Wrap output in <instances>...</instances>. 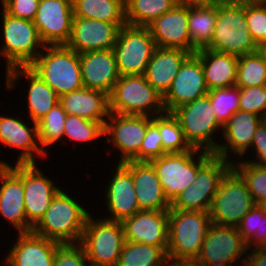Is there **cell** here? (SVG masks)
I'll return each mask as SVG.
<instances>
[{
  "label": "cell",
  "instance_id": "cell-1",
  "mask_svg": "<svg viewBox=\"0 0 266 266\" xmlns=\"http://www.w3.org/2000/svg\"><path fill=\"white\" fill-rule=\"evenodd\" d=\"M211 224L209 212L169 210L167 255L171 266L197 259Z\"/></svg>",
  "mask_w": 266,
  "mask_h": 266
},
{
  "label": "cell",
  "instance_id": "cell-2",
  "mask_svg": "<svg viewBox=\"0 0 266 266\" xmlns=\"http://www.w3.org/2000/svg\"><path fill=\"white\" fill-rule=\"evenodd\" d=\"M89 214L79 201L60 189L31 231L60 244L80 243Z\"/></svg>",
  "mask_w": 266,
  "mask_h": 266
},
{
  "label": "cell",
  "instance_id": "cell-3",
  "mask_svg": "<svg viewBox=\"0 0 266 266\" xmlns=\"http://www.w3.org/2000/svg\"><path fill=\"white\" fill-rule=\"evenodd\" d=\"M208 49L237 57L258 51L245 16V1L216 3V23Z\"/></svg>",
  "mask_w": 266,
  "mask_h": 266
},
{
  "label": "cell",
  "instance_id": "cell-4",
  "mask_svg": "<svg viewBox=\"0 0 266 266\" xmlns=\"http://www.w3.org/2000/svg\"><path fill=\"white\" fill-rule=\"evenodd\" d=\"M231 168L232 162L198 149L197 176L171 203L170 209L210 212L220 181Z\"/></svg>",
  "mask_w": 266,
  "mask_h": 266
},
{
  "label": "cell",
  "instance_id": "cell-5",
  "mask_svg": "<svg viewBox=\"0 0 266 266\" xmlns=\"http://www.w3.org/2000/svg\"><path fill=\"white\" fill-rule=\"evenodd\" d=\"M28 67L58 96L83 87L80 54L66 45H45Z\"/></svg>",
  "mask_w": 266,
  "mask_h": 266
},
{
  "label": "cell",
  "instance_id": "cell-6",
  "mask_svg": "<svg viewBox=\"0 0 266 266\" xmlns=\"http://www.w3.org/2000/svg\"><path fill=\"white\" fill-rule=\"evenodd\" d=\"M109 110L117 114L150 117L166 112L163 96L144 75L120 76L109 95Z\"/></svg>",
  "mask_w": 266,
  "mask_h": 266
},
{
  "label": "cell",
  "instance_id": "cell-7",
  "mask_svg": "<svg viewBox=\"0 0 266 266\" xmlns=\"http://www.w3.org/2000/svg\"><path fill=\"white\" fill-rule=\"evenodd\" d=\"M2 46L0 55L6 61V71L14 67H28L42 52V42L33 21L7 14L2 9ZM40 49V50H38Z\"/></svg>",
  "mask_w": 266,
  "mask_h": 266
},
{
  "label": "cell",
  "instance_id": "cell-8",
  "mask_svg": "<svg viewBox=\"0 0 266 266\" xmlns=\"http://www.w3.org/2000/svg\"><path fill=\"white\" fill-rule=\"evenodd\" d=\"M125 242L121 222L89 214L80 243L91 266H116Z\"/></svg>",
  "mask_w": 266,
  "mask_h": 266
},
{
  "label": "cell",
  "instance_id": "cell-9",
  "mask_svg": "<svg viewBox=\"0 0 266 266\" xmlns=\"http://www.w3.org/2000/svg\"><path fill=\"white\" fill-rule=\"evenodd\" d=\"M172 114L179 121L186 140L193 148L211 153L217 150L219 141H215L213 136L216 131H222L223 127L216 119L207 94L180 106Z\"/></svg>",
  "mask_w": 266,
  "mask_h": 266
},
{
  "label": "cell",
  "instance_id": "cell-10",
  "mask_svg": "<svg viewBox=\"0 0 266 266\" xmlns=\"http://www.w3.org/2000/svg\"><path fill=\"white\" fill-rule=\"evenodd\" d=\"M255 202L242 178L231 168L221 179L213 198L210 218L213 224L237 226Z\"/></svg>",
  "mask_w": 266,
  "mask_h": 266
},
{
  "label": "cell",
  "instance_id": "cell-11",
  "mask_svg": "<svg viewBox=\"0 0 266 266\" xmlns=\"http://www.w3.org/2000/svg\"><path fill=\"white\" fill-rule=\"evenodd\" d=\"M155 48L148 27L122 26L113 47L120 75H144Z\"/></svg>",
  "mask_w": 266,
  "mask_h": 266
},
{
  "label": "cell",
  "instance_id": "cell-12",
  "mask_svg": "<svg viewBox=\"0 0 266 266\" xmlns=\"http://www.w3.org/2000/svg\"><path fill=\"white\" fill-rule=\"evenodd\" d=\"M35 163H15L10 165L0 160V165H8L22 180L24 185V207L28 221V232L39 222L60 187L44 176Z\"/></svg>",
  "mask_w": 266,
  "mask_h": 266
},
{
  "label": "cell",
  "instance_id": "cell-13",
  "mask_svg": "<svg viewBox=\"0 0 266 266\" xmlns=\"http://www.w3.org/2000/svg\"><path fill=\"white\" fill-rule=\"evenodd\" d=\"M247 251L237 227L212 223L196 261L207 266H232L237 262V266H244Z\"/></svg>",
  "mask_w": 266,
  "mask_h": 266
},
{
  "label": "cell",
  "instance_id": "cell-14",
  "mask_svg": "<svg viewBox=\"0 0 266 266\" xmlns=\"http://www.w3.org/2000/svg\"><path fill=\"white\" fill-rule=\"evenodd\" d=\"M197 159L198 149L193 148L181 153H165L150 161L170 203L193 184L198 172Z\"/></svg>",
  "mask_w": 266,
  "mask_h": 266
},
{
  "label": "cell",
  "instance_id": "cell-15",
  "mask_svg": "<svg viewBox=\"0 0 266 266\" xmlns=\"http://www.w3.org/2000/svg\"><path fill=\"white\" fill-rule=\"evenodd\" d=\"M107 120L104 125V136H107L108 144L113 143L112 145L119 150L121 156L117 162L137 161V153L152 117L110 112Z\"/></svg>",
  "mask_w": 266,
  "mask_h": 266
},
{
  "label": "cell",
  "instance_id": "cell-16",
  "mask_svg": "<svg viewBox=\"0 0 266 266\" xmlns=\"http://www.w3.org/2000/svg\"><path fill=\"white\" fill-rule=\"evenodd\" d=\"M208 91L201 60L195 53L191 54L184 61L169 90L163 96L165 111L172 113L180 106L206 95Z\"/></svg>",
  "mask_w": 266,
  "mask_h": 266
},
{
  "label": "cell",
  "instance_id": "cell-17",
  "mask_svg": "<svg viewBox=\"0 0 266 266\" xmlns=\"http://www.w3.org/2000/svg\"><path fill=\"white\" fill-rule=\"evenodd\" d=\"M73 17L72 0H40L33 22L45 45H66Z\"/></svg>",
  "mask_w": 266,
  "mask_h": 266
},
{
  "label": "cell",
  "instance_id": "cell-18",
  "mask_svg": "<svg viewBox=\"0 0 266 266\" xmlns=\"http://www.w3.org/2000/svg\"><path fill=\"white\" fill-rule=\"evenodd\" d=\"M126 24L73 17L71 35L66 46L78 54L113 49L120 28Z\"/></svg>",
  "mask_w": 266,
  "mask_h": 266
},
{
  "label": "cell",
  "instance_id": "cell-19",
  "mask_svg": "<svg viewBox=\"0 0 266 266\" xmlns=\"http://www.w3.org/2000/svg\"><path fill=\"white\" fill-rule=\"evenodd\" d=\"M147 27L156 47L181 49L192 53L188 30V5L177 3Z\"/></svg>",
  "mask_w": 266,
  "mask_h": 266
},
{
  "label": "cell",
  "instance_id": "cell-20",
  "mask_svg": "<svg viewBox=\"0 0 266 266\" xmlns=\"http://www.w3.org/2000/svg\"><path fill=\"white\" fill-rule=\"evenodd\" d=\"M169 211L140 210L121 223L125 240L163 247L168 246Z\"/></svg>",
  "mask_w": 266,
  "mask_h": 266
},
{
  "label": "cell",
  "instance_id": "cell-21",
  "mask_svg": "<svg viewBox=\"0 0 266 266\" xmlns=\"http://www.w3.org/2000/svg\"><path fill=\"white\" fill-rule=\"evenodd\" d=\"M262 120L263 118L257 114L241 110L235 112L223 126L221 132L226 142L218 144V148L213 154L230 162H233L238 156V160L241 156H245L250 150L256 128ZM230 153H233L231 158L235 156L232 160Z\"/></svg>",
  "mask_w": 266,
  "mask_h": 266
},
{
  "label": "cell",
  "instance_id": "cell-22",
  "mask_svg": "<svg viewBox=\"0 0 266 266\" xmlns=\"http://www.w3.org/2000/svg\"><path fill=\"white\" fill-rule=\"evenodd\" d=\"M20 118L0 116V143L21 150L15 163H35L36 157L47 156L38 141V125L32 121L31 127ZM35 154V155H34Z\"/></svg>",
  "mask_w": 266,
  "mask_h": 266
},
{
  "label": "cell",
  "instance_id": "cell-23",
  "mask_svg": "<svg viewBox=\"0 0 266 266\" xmlns=\"http://www.w3.org/2000/svg\"><path fill=\"white\" fill-rule=\"evenodd\" d=\"M112 179H109L106 193V205L110 216L105 219L122 222L140 211L132 173L122 164H116Z\"/></svg>",
  "mask_w": 266,
  "mask_h": 266
},
{
  "label": "cell",
  "instance_id": "cell-24",
  "mask_svg": "<svg viewBox=\"0 0 266 266\" xmlns=\"http://www.w3.org/2000/svg\"><path fill=\"white\" fill-rule=\"evenodd\" d=\"M15 244L4 256V266H53L60 243L30 232L18 233Z\"/></svg>",
  "mask_w": 266,
  "mask_h": 266
},
{
  "label": "cell",
  "instance_id": "cell-25",
  "mask_svg": "<svg viewBox=\"0 0 266 266\" xmlns=\"http://www.w3.org/2000/svg\"><path fill=\"white\" fill-rule=\"evenodd\" d=\"M83 87L110 95L120 78L113 49L80 54Z\"/></svg>",
  "mask_w": 266,
  "mask_h": 266
},
{
  "label": "cell",
  "instance_id": "cell-26",
  "mask_svg": "<svg viewBox=\"0 0 266 266\" xmlns=\"http://www.w3.org/2000/svg\"><path fill=\"white\" fill-rule=\"evenodd\" d=\"M5 76V86L9 90L15 89L19 78L21 79L24 76L25 79L29 80L28 91H26L28 93L25 96L27 97V107L31 121L38 122L59 103V96L56 92L29 67L11 68L5 73Z\"/></svg>",
  "mask_w": 266,
  "mask_h": 266
},
{
  "label": "cell",
  "instance_id": "cell-27",
  "mask_svg": "<svg viewBox=\"0 0 266 266\" xmlns=\"http://www.w3.org/2000/svg\"><path fill=\"white\" fill-rule=\"evenodd\" d=\"M131 173L140 210L169 211L171 203L165 197L155 168L150 162L122 163Z\"/></svg>",
  "mask_w": 266,
  "mask_h": 266
},
{
  "label": "cell",
  "instance_id": "cell-28",
  "mask_svg": "<svg viewBox=\"0 0 266 266\" xmlns=\"http://www.w3.org/2000/svg\"><path fill=\"white\" fill-rule=\"evenodd\" d=\"M0 214L18 233L28 232L23 180L8 166L0 165Z\"/></svg>",
  "mask_w": 266,
  "mask_h": 266
},
{
  "label": "cell",
  "instance_id": "cell-29",
  "mask_svg": "<svg viewBox=\"0 0 266 266\" xmlns=\"http://www.w3.org/2000/svg\"><path fill=\"white\" fill-rule=\"evenodd\" d=\"M59 104L66 114L76 115L105 125L109 117V95L82 87L59 96Z\"/></svg>",
  "mask_w": 266,
  "mask_h": 266
},
{
  "label": "cell",
  "instance_id": "cell-30",
  "mask_svg": "<svg viewBox=\"0 0 266 266\" xmlns=\"http://www.w3.org/2000/svg\"><path fill=\"white\" fill-rule=\"evenodd\" d=\"M191 54L181 49L156 47L144 73L146 80L164 96Z\"/></svg>",
  "mask_w": 266,
  "mask_h": 266
},
{
  "label": "cell",
  "instance_id": "cell-31",
  "mask_svg": "<svg viewBox=\"0 0 266 266\" xmlns=\"http://www.w3.org/2000/svg\"><path fill=\"white\" fill-rule=\"evenodd\" d=\"M204 69L208 90L236 85L238 57L208 48L197 50Z\"/></svg>",
  "mask_w": 266,
  "mask_h": 266
},
{
  "label": "cell",
  "instance_id": "cell-32",
  "mask_svg": "<svg viewBox=\"0 0 266 266\" xmlns=\"http://www.w3.org/2000/svg\"><path fill=\"white\" fill-rule=\"evenodd\" d=\"M216 23V3L188 5V30L192 54L206 48L212 40Z\"/></svg>",
  "mask_w": 266,
  "mask_h": 266
},
{
  "label": "cell",
  "instance_id": "cell-33",
  "mask_svg": "<svg viewBox=\"0 0 266 266\" xmlns=\"http://www.w3.org/2000/svg\"><path fill=\"white\" fill-rule=\"evenodd\" d=\"M74 17L126 23L123 0H72Z\"/></svg>",
  "mask_w": 266,
  "mask_h": 266
},
{
  "label": "cell",
  "instance_id": "cell-34",
  "mask_svg": "<svg viewBox=\"0 0 266 266\" xmlns=\"http://www.w3.org/2000/svg\"><path fill=\"white\" fill-rule=\"evenodd\" d=\"M116 266H171L163 247L126 241Z\"/></svg>",
  "mask_w": 266,
  "mask_h": 266
},
{
  "label": "cell",
  "instance_id": "cell-35",
  "mask_svg": "<svg viewBox=\"0 0 266 266\" xmlns=\"http://www.w3.org/2000/svg\"><path fill=\"white\" fill-rule=\"evenodd\" d=\"M177 3V0H127L125 2L126 23L147 27Z\"/></svg>",
  "mask_w": 266,
  "mask_h": 266
},
{
  "label": "cell",
  "instance_id": "cell-36",
  "mask_svg": "<svg viewBox=\"0 0 266 266\" xmlns=\"http://www.w3.org/2000/svg\"><path fill=\"white\" fill-rule=\"evenodd\" d=\"M152 122L158 127L165 153H181L193 149L185 138L177 118L169 112L152 117Z\"/></svg>",
  "mask_w": 266,
  "mask_h": 266
},
{
  "label": "cell",
  "instance_id": "cell-37",
  "mask_svg": "<svg viewBox=\"0 0 266 266\" xmlns=\"http://www.w3.org/2000/svg\"><path fill=\"white\" fill-rule=\"evenodd\" d=\"M266 85V63L257 51L238 57L236 85L239 88Z\"/></svg>",
  "mask_w": 266,
  "mask_h": 266
},
{
  "label": "cell",
  "instance_id": "cell-38",
  "mask_svg": "<svg viewBox=\"0 0 266 266\" xmlns=\"http://www.w3.org/2000/svg\"><path fill=\"white\" fill-rule=\"evenodd\" d=\"M66 116L67 114L62 106L57 103L37 122L38 141L45 153L48 146L63 138Z\"/></svg>",
  "mask_w": 266,
  "mask_h": 266
},
{
  "label": "cell",
  "instance_id": "cell-39",
  "mask_svg": "<svg viewBox=\"0 0 266 266\" xmlns=\"http://www.w3.org/2000/svg\"><path fill=\"white\" fill-rule=\"evenodd\" d=\"M218 123L223 127L239 110V87L212 89L207 93Z\"/></svg>",
  "mask_w": 266,
  "mask_h": 266
},
{
  "label": "cell",
  "instance_id": "cell-40",
  "mask_svg": "<svg viewBox=\"0 0 266 266\" xmlns=\"http://www.w3.org/2000/svg\"><path fill=\"white\" fill-rule=\"evenodd\" d=\"M104 137V125L76 115L67 114L64 125V137L73 142H90Z\"/></svg>",
  "mask_w": 266,
  "mask_h": 266
},
{
  "label": "cell",
  "instance_id": "cell-41",
  "mask_svg": "<svg viewBox=\"0 0 266 266\" xmlns=\"http://www.w3.org/2000/svg\"><path fill=\"white\" fill-rule=\"evenodd\" d=\"M232 169L245 182L255 203L266 198V167L239 160L232 162Z\"/></svg>",
  "mask_w": 266,
  "mask_h": 266
},
{
  "label": "cell",
  "instance_id": "cell-42",
  "mask_svg": "<svg viewBox=\"0 0 266 266\" xmlns=\"http://www.w3.org/2000/svg\"><path fill=\"white\" fill-rule=\"evenodd\" d=\"M245 16L251 37L259 46L266 41V3L245 2Z\"/></svg>",
  "mask_w": 266,
  "mask_h": 266
},
{
  "label": "cell",
  "instance_id": "cell-43",
  "mask_svg": "<svg viewBox=\"0 0 266 266\" xmlns=\"http://www.w3.org/2000/svg\"><path fill=\"white\" fill-rule=\"evenodd\" d=\"M239 110L266 119V85L239 88Z\"/></svg>",
  "mask_w": 266,
  "mask_h": 266
},
{
  "label": "cell",
  "instance_id": "cell-44",
  "mask_svg": "<svg viewBox=\"0 0 266 266\" xmlns=\"http://www.w3.org/2000/svg\"><path fill=\"white\" fill-rule=\"evenodd\" d=\"M53 266H91L81 243L59 244Z\"/></svg>",
  "mask_w": 266,
  "mask_h": 266
},
{
  "label": "cell",
  "instance_id": "cell-45",
  "mask_svg": "<svg viewBox=\"0 0 266 266\" xmlns=\"http://www.w3.org/2000/svg\"><path fill=\"white\" fill-rule=\"evenodd\" d=\"M164 154L160 131L158 127L151 122L143 138L140 151L137 153V162H150Z\"/></svg>",
  "mask_w": 266,
  "mask_h": 266
},
{
  "label": "cell",
  "instance_id": "cell-46",
  "mask_svg": "<svg viewBox=\"0 0 266 266\" xmlns=\"http://www.w3.org/2000/svg\"><path fill=\"white\" fill-rule=\"evenodd\" d=\"M3 10L16 18L33 21L40 0H3Z\"/></svg>",
  "mask_w": 266,
  "mask_h": 266
},
{
  "label": "cell",
  "instance_id": "cell-47",
  "mask_svg": "<svg viewBox=\"0 0 266 266\" xmlns=\"http://www.w3.org/2000/svg\"><path fill=\"white\" fill-rule=\"evenodd\" d=\"M253 149V154H255L256 157L254 159L245 160V157H242V161L250 162L251 164L266 167V119H263L260 124L257 126L255 134L253 136L251 147L250 149Z\"/></svg>",
  "mask_w": 266,
  "mask_h": 266
},
{
  "label": "cell",
  "instance_id": "cell-48",
  "mask_svg": "<svg viewBox=\"0 0 266 266\" xmlns=\"http://www.w3.org/2000/svg\"><path fill=\"white\" fill-rule=\"evenodd\" d=\"M261 213V209L255 204V206L244 215L242 221L236 226L238 233L246 243H248L257 232L259 216Z\"/></svg>",
  "mask_w": 266,
  "mask_h": 266
},
{
  "label": "cell",
  "instance_id": "cell-49",
  "mask_svg": "<svg viewBox=\"0 0 266 266\" xmlns=\"http://www.w3.org/2000/svg\"><path fill=\"white\" fill-rule=\"evenodd\" d=\"M266 246V214L262 212L259 216V224L254 237L247 243L248 249Z\"/></svg>",
  "mask_w": 266,
  "mask_h": 266
},
{
  "label": "cell",
  "instance_id": "cell-50",
  "mask_svg": "<svg viewBox=\"0 0 266 266\" xmlns=\"http://www.w3.org/2000/svg\"><path fill=\"white\" fill-rule=\"evenodd\" d=\"M247 252L244 266H266V246L248 249Z\"/></svg>",
  "mask_w": 266,
  "mask_h": 266
},
{
  "label": "cell",
  "instance_id": "cell-51",
  "mask_svg": "<svg viewBox=\"0 0 266 266\" xmlns=\"http://www.w3.org/2000/svg\"><path fill=\"white\" fill-rule=\"evenodd\" d=\"M180 4L186 5H200V4H210L213 3L212 0H177Z\"/></svg>",
  "mask_w": 266,
  "mask_h": 266
},
{
  "label": "cell",
  "instance_id": "cell-52",
  "mask_svg": "<svg viewBox=\"0 0 266 266\" xmlns=\"http://www.w3.org/2000/svg\"><path fill=\"white\" fill-rule=\"evenodd\" d=\"M177 266H207V265L201 264L196 260H189V261L182 262L178 264Z\"/></svg>",
  "mask_w": 266,
  "mask_h": 266
},
{
  "label": "cell",
  "instance_id": "cell-53",
  "mask_svg": "<svg viewBox=\"0 0 266 266\" xmlns=\"http://www.w3.org/2000/svg\"><path fill=\"white\" fill-rule=\"evenodd\" d=\"M258 52L262 55L266 63V41L258 46Z\"/></svg>",
  "mask_w": 266,
  "mask_h": 266
},
{
  "label": "cell",
  "instance_id": "cell-54",
  "mask_svg": "<svg viewBox=\"0 0 266 266\" xmlns=\"http://www.w3.org/2000/svg\"><path fill=\"white\" fill-rule=\"evenodd\" d=\"M256 204L261 209V211L266 214V198L261 199Z\"/></svg>",
  "mask_w": 266,
  "mask_h": 266
},
{
  "label": "cell",
  "instance_id": "cell-55",
  "mask_svg": "<svg viewBox=\"0 0 266 266\" xmlns=\"http://www.w3.org/2000/svg\"><path fill=\"white\" fill-rule=\"evenodd\" d=\"M215 3H219V2H229V1H240V0H212Z\"/></svg>",
  "mask_w": 266,
  "mask_h": 266
},
{
  "label": "cell",
  "instance_id": "cell-56",
  "mask_svg": "<svg viewBox=\"0 0 266 266\" xmlns=\"http://www.w3.org/2000/svg\"><path fill=\"white\" fill-rule=\"evenodd\" d=\"M245 2H263L266 3V0H244Z\"/></svg>",
  "mask_w": 266,
  "mask_h": 266
}]
</instances>
